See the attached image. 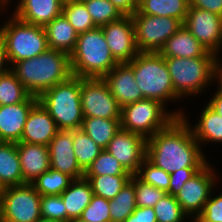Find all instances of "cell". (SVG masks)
<instances>
[{"mask_svg":"<svg viewBox=\"0 0 222 222\" xmlns=\"http://www.w3.org/2000/svg\"><path fill=\"white\" fill-rule=\"evenodd\" d=\"M207 163L196 175L186 181L175 198L183 211L197 218L204 209L205 203L212 194L215 175L213 169Z\"/></svg>","mask_w":222,"mask_h":222,"instance_id":"obj_12","label":"cell"},{"mask_svg":"<svg viewBox=\"0 0 222 222\" xmlns=\"http://www.w3.org/2000/svg\"><path fill=\"white\" fill-rule=\"evenodd\" d=\"M189 125L184 115L176 117L148 138L146 158L169 174L181 168H203L207 160Z\"/></svg>","mask_w":222,"mask_h":222,"instance_id":"obj_1","label":"cell"},{"mask_svg":"<svg viewBox=\"0 0 222 222\" xmlns=\"http://www.w3.org/2000/svg\"><path fill=\"white\" fill-rule=\"evenodd\" d=\"M136 207L135 188L129 181L113 199L109 200L111 222H124Z\"/></svg>","mask_w":222,"mask_h":222,"instance_id":"obj_32","label":"cell"},{"mask_svg":"<svg viewBox=\"0 0 222 222\" xmlns=\"http://www.w3.org/2000/svg\"><path fill=\"white\" fill-rule=\"evenodd\" d=\"M17 151L24 184H30L51 168L48 146L18 142Z\"/></svg>","mask_w":222,"mask_h":222,"instance_id":"obj_21","label":"cell"},{"mask_svg":"<svg viewBox=\"0 0 222 222\" xmlns=\"http://www.w3.org/2000/svg\"><path fill=\"white\" fill-rule=\"evenodd\" d=\"M30 95L11 68L0 75V106L24 102Z\"/></svg>","mask_w":222,"mask_h":222,"instance_id":"obj_33","label":"cell"},{"mask_svg":"<svg viewBox=\"0 0 222 222\" xmlns=\"http://www.w3.org/2000/svg\"><path fill=\"white\" fill-rule=\"evenodd\" d=\"M36 222H59V221H55V220H51V219L41 217Z\"/></svg>","mask_w":222,"mask_h":222,"instance_id":"obj_50","label":"cell"},{"mask_svg":"<svg viewBox=\"0 0 222 222\" xmlns=\"http://www.w3.org/2000/svg\"><path fill=\"white\" fill-rule=\"evenodd\" d=\"M120 120L84 117L80 129L93 139L97 145L105 149L121 128Z\"/></svg>","mask_w":222,"mask_h":222,"instance_id":"obj_27","label":"cell"},{"mask_svg":"<svg viewBox=\"0 0 222 222\" xmlns=\"http://www.w3.org/2000/svg\"><path fill=\"white\" fill-rule=\"evenodd\" d=\"M153 209L157 222H182L187 216L175 196L169 194L160 199Z\"/></svg>","mask_w":222,"mask_h":222,"instance_id":"obj_37","label":"cell"},{"mask_svg":"<svg viewBox=\"0 0 222 222\" xmlns=\"http://www.w3.org/2000/svg\"><path fill=\"white\" fill-rule=\"evenodd\" d=\"M40 209L43 218L67 222V210L61 195H42Z\"/></svg>","mask_w":222,"mask_h":222,"instance_id":"obj_40","label":"cell"},{"mask_svg":"<svg viewBox=\"0 0 222 222\" xmlns=\"http://www.w3.org/2000/svg\"><path fill=\"white\" fill-rule=\"evenodd\" d=\"M131 174L124 166L113 157L110 152L103 149L99 156L92 162V164L84 172V175H118Z\"/></svg>","mask_w":222,"mask_h":222,"instance_id":"obj_36","label":"cell"},{"mask_svg":"<svg viewBox=\"0 0 222 222\" xmlns=\"http://www.w3.org/2000/svg\"><path fill=\"white\" fill-rule=\"evenodd\" d=\"M11 68L26 90L36 97L72 75L69 54L54 49L16 62Z\"/></svg>","mask_w":222,"mask_h":222,"instance_id":"obj_2","label":"cell"},{"mask_svg":"<svg viewBox=\"0 0 222 222\" xmlns=\"http://www.w3.org/2000/svg\"><path fill=\"white\" fill-rule=\"evenodd\" d=\"M124 168L135 175L146 159L147 139L137 133L119 129L105 148Z\"/></svg>","mask_w":222,"mask_h":222,"instance_id":"obj_14","label":"cell"},{"mask_svg":"<svg viewBox=\"0 0 222 222\" xmlns=\"http://www.w3.org/2000/svg\"><path fill=\"white\" fill-rule=\"evenodd\" d=\"M189 6V0H141L137 11L158 17H173L184 23Z\"/></svg>","mask_w":222,"mask_h":222,"instance_id":"obj_26","label":"cell"},{"mask_svg":"<svg viewBox=\"0 0 222 222\" xmlns=\"http://www.w3.org/2000/svg\"><path fill=\"white\" fill-rule=\"evenodd\" d=\"M189 7L200 8L222 17V0H189Z\"/></svg>","mask_w":222,"mask_h":222,"instance_id":"obj_45","label":"cell"},{"mask_svg":"<svg viewBox=\"0 0 222 222\" xmlns=\"http://www.w3.org/2000/svg\"><path fill=\"white\" fill-rule=\"evenodd\" d=\"M208 105L222 117V94L216 92Z\"/></svg>","mask_w":222,"mask_h":222,"instance_id":"obj_48","label":"cell"},{"mask_svg":"<svg viewBox=\"0 0 222 222\" xmlns=\"http://www.w3.org/2000/svg\"><path fill=\"white\" fill-rule=\"evenodd\" d=\"M194 128L191 127V130L199 143L222 142V117L208 104L201 112L199 123Z\"/></svg>","mask_w":222,"mask_h":222,"instance_id":"obj_28","label":"cell"},{"mask_svg":"<svg viewBox=\"0 0 222 222\" xmlns=\"http://www.w3.org/2000/svg\"><path fill=\"white\" fill-rule=\"evenodd\" d=\"M103 79L121 107L145 99L129 63H118Z\"/></svg>","mask_w":222,"mask_h":222,"instance_id":"obj_17","label":"cell"},{"mask_svg":"<svg viewBox=\"0 0 222 222\" xmlns=\"http://www.w3.org/2000/svg\"><path fill=\"white\" fill-rule=\"evenodd\" d=\"M83 2L97 27L117 21L123 16L109 0H85Z\"/></svg>","mask_w":222,"mask_h":222,"instance_id":"obj_35","label":"cell"},{"mask_svg":"<svg viewBox=\"0 0 222 222\" xmlns=\"http://www.w3.org/2000/svg\"><path fill=\"white\" fill-rule=\"evenodd\" d=\"M214 78L218 80L219 82L218 92L222 94V64L218 59L215 63Z\"/></svg>","mask_w":222,"mask_h":222,"instance_id":"obj_49","label":"cell"},{"mask_svg":"<svg viewBox=\"0 0 222 222\" xmlns=\"http://www.w3.org/2000/svg\"><path fill=\"white\" fill-rule=\"evenodd\" d=\"M103 148L81 129L73 130V151L80 168L85 172Z\"/></svg>","mask_w":222,"mask_h":222,"instance_id":"obj_31","label":"cell"},{"mask_svg":"<svg viewBox=\"0 0 222 222\" xmlns=\"http://www.w3.org/2000/svg\"><path fill=\"white\" fill-rule=\"evenodd\" d=\"M0 183L4 188L24 184L17 143H0Z\"/></svg>","mask_w":222,"mask_h":222,"instance_id":"obj_24","label":"cell"},{"mask_svg":"<svg viewBox=\"0 0 222 222\" xmlns=\"http://www.w3.org/2000/svg\"><path fill=\"white\" fill-rule=\"evenodd\" d=\"M38 97L30 95L24 102L0 106V138L2 142L18 143L31 108Z\"/></svg>","mask_w":222,"mask_h":222,"instance_id":"obj_18","label":"cell"},{"mask_svg":"<svg viewBox=\"0 0 222 222\" xmlns=\"http://www.w3.org/2000/svg\"><path fill=\"white\" fill-rule=\"evenodd\" d=\"M143 182L155 188L168 192L170 185V174L156 167L147 158L142 162L138 172L135 174Z\"/></svg>","mask_w":222,"mask_h":222,"instance_id":"obj_38","label":"cell"},{"mask_svg":"<svg viewBox=\"0 0 222 222\" xmlns=\"http://www.w3.org/2000/svg\"><path fill=\"white\" fill-rule=\"evenodd\" d=\"M74 179L60 171L50 168L30 184L42 195H61Z\"/></svg>","mask_w":222,"mask_h":222,"instance_id":"obj_30","label":"cell"},{"mask_svg":"<svg viewBox=\"0 0 222 222\" xmlns=\"http://www.w3.org/2000/svg\"><path fill=\"white\" fill-rule=\"evenodd\" d=\"M123 16H132L138 9L136 0H109Z\"/></svg>","mask_w":222,"mask_h":222,"instance_id":"obj_46","label":"cell"},{"mask_svg":"<svg viewBox=\"0 0 222 222\" xmlns=\"http://www.w3.org/2000/svg\"><path fill=\"white\" fill-rule=\"evenodd\" d=\"M4 187L3 185L0 183V202H1V198H2V195H3V192H4Z\"/></svg>","mask_w":222,"mask_h":222,"instance_id":"obj_52","label":"cell"},{"mask_svg":"<svg viewBox=\"0 0 222 222\" xmlns=\"http://www.w3.org/2000/svg\"><path fill=\"white\" fill-rule=\"evenodd\" d=\"M193 222H222V194L209 197L203 211Z\"/></svg>","mask_w":222,"mask_h":222,"instance_id":"obj_42","label":"cell"},{"mask_svg":"<svg viewBox=\"0 0 222 222\" xmlns=\"http://www.w3.org/2000/svg\"><path fill=\"white\" fill-rule=\"evenodd\" d=\"M44 29L49 49L71 54L75 48L78 33L63 13L49 22Z\"/></svg>","mask_w":222,"mask_h":222,"instance_id":"obj_23","label":"cell"},{"mask_svg":"<svg viewBox=\"0 0 222 222\" xmlns=\"http://www.w3.org/2000/svg\"><path fill=\"white\" fill-rule=\"evenodd\" d=\"M107 45L118 63H129L140 51L137 48L132 16L101 26Z\"/></svg>","mask_w":222,"mask_h":222,"instance_id":"obj_15","label":"cell"},{"mask_svg":"<svg viewBox=\"0 0 222 222\" xmlns=\"http://www.w3.org/2000/svg\"><path fill=\"white\" fill-rule=\"evenodd\" d=\"M80 218L87 222H111L109 200L93 195L91 202L83 210Z\"/></svg>","mask_w":222,"mask_h":222,"instance_id":"obj_41","label":"cell"},{"mask_svg":"<svg viewBox=\"0 0 222 222\" xmlns=\"http://www.w3.org/2000/svg\"><path fill=\"white\" fill-rule=\"evenodd\" d=\"M80 98L84 117L121 119L122 107L103 78H81Z\"/></svg>","mask_w":222,"mask_h":222,"instance_id":"obj_11","label":"cell"},{"mask_svg":"<svg viewBox=\"0 0 222 222\" xmlns=\"http://www.w3.org/2000/svg\"><path fill=\"white\" fill-rule=\"evenodd\" d=\"M137 48L140 52H159L183 23L173 17H158L136 11L132 15Z\"/></svg>","mask_w":222,"mask_h":222,"instance_id":"obj_9","label":"cell"},{"mask_svg":"<svg viewBox=\"0 0 222 222\" xmlns=\"http://www.w3.org/2000/svg\"><path fill=\"white\" fill-rule=\"evenodd\" d=\"M205 48L215 53L222 47V17L200 8L189 7L183 23Z\"/></svg>","mask_w":222,"mask_h":222,"instance_id":"obj_13","label":"cell"},{"mask_svg":"<svg viewBox=\"0 0 222 222\" xmlns=\"http://www.w3.org/2000/svg\"><path fill=\"white\" fill-rule=\"evenodd\" d=\"M0 35L8 63H12V66L49 49L44 27L23 22L14 15L0 28Z\"/></svg>","mask_w":222,"mask_h":222,"instance_id":"obj_6","label":"cell"},{"mask_svg":"<svg viewBox=\"0 0 222 222\" xmlns=\"http://www.w3.org/2000/svg\"><path fill=\"white\" fill-rule=\"evenodd\" d=\"M171 75L174 91L182 96L201 92L214 79L218 55H203L196 58L164 57ZM184 94V95H183Z\"/></svg>","mask_w":222,"mask_h":222,"instance_id":"obj_7","label":"cell"},{"mask_svg":"<svg viewBox=\"0 0 222 222\" xmlns=\"http://www.w3.org/2000/svg\"><path fill=\"white\" fill-rule=\"evenodd\" d=\"M183 115L179 111L167 113L164 104L145 98L122 107L121 129L140 134L148 139L167 127L176 117Z\"/></svg>","mask_w":222,"mask_h":222,"instance_id":"obj_8","label":"cell"},{"mask_svg":"<svg viewBox=\"0 0 222 222\" xmlns=\"http://www.w3.org/2000/svg\"><path fill=\"white\" fill-rule=\"evenodd\" d=\"M92 186L85 179H75L61 194L67 210V222L73 218H79L83 210L89 205L93 197Z\"/></svg>","mask_w":222,"mask_h":222,"instance_id":"obj_25","label":"cell"},{"mask_svg":"<svg viewBox=\"0 0 222 222\" xmlns=\"http://www.w3.org/2000/svg\"><path fill=\"white\" fill-rule=\"evenodd\" d=\"M5 63H8V60L6 56L5 44L0 35V75L9 70V68H6Z\"/></svg>","mask_w":222,"mask_h":222,"instance_id":"obj_47","label":"cell"},{"mask_svg":"<svg viewBox=\"0 0 222 222\" xmlns=\"http://www.w3.org/2000/svg\"><path fill=\"white\" fill-rule=\"evenodd\" d=\"M62 13L78 34L97 27L89 15L83 1L73 0L64 2Z\"/></svg>","mask_w":222,"mask_h":222,"instance_id":"obj_34","label":"cell"},{"mask_svg":"<svg viewBox=\"0 0 222 222\" xmlns=\"http://www.w3.org/2000/svg\"><path fill=\"white\" fill-rule=\"evenodd\" d=\"M124 222H157V219L152 207H136Z\"/></svg>","mask_w":222,"mask_h":222,"instance_id":"obj_44","label":"cell"},{"mask_svg":"<svg viewBox=\"0 0 222 222\" xmlns=\"http://www.w3.org/2000/svg\"><path fill=\"white\" fill-rule=\"evenodd\" d=\"M50 167L71 176L84 178V171L77 163L73 151V130H59L48 145Z\"/></svg>","mask_w":222,"mask_h":222,"instance_id":"obj_16","label":"cell"},{"mask_svg":"<svg viewBox=\"0 0 222 222\" xmlns=\"http://www.w3.org/2000/svg\"><path fill=\"white\" fill-rule=\"evenodd\" d=\"M163 57L196 58L203 55H216L208 51L185 27L173 34L159 51Z\"/></svg>","mask_w":222,"mask_h":222,"instance_id":"obj_22","label":"cell"},{"mask_svg":"<svg viewBox=\"0 0 222 222\" xmlns=\"http://www.w3.org/2000/svg\"><path fill=\"white\" fill-rule=\"evenodd\" d=\"M61 1L64 3V2L73 1V0H61Z\"/></svg>","mask_w":222,"mask_h":222,"instance_id":"obj_54","label":"cell"},{"mask_svg":"<svg viewBox=\"0 0 222 222\" xmlns=\"http://www.w3.org/2000/svg\"><path fill=\"white\" fill-rule=\"evenodd\" d=\"M0 5L2 4V5H4L5 4V0H0Z\"/></svg>","mask_w":222,"mask_h":222,"instance_id":"obj_53","label":"cell"},{"mask_svg":"<svg viewBox=\"0 0 222 222\" xmlns=\"http://www.w3.org/2000/svg\"><path fill=\"white\" fill-rule=\"evenodd\" d=\"M69 56L72 75L81 78H103L118 64L101 27L78 34L75 48Z\"/></svg>","mask_w":222,"mask_h":222,"instance_id":"obj_3","label":"cell"},{"mask_svg":"<svg viewBox=\"0 0 222 222\" xmlns=\"http://www.w3.org/2000/svg\"><path fill=\"white\" fill-rule=\"evenodd\" d=\"M41 195L29 184L4 189L0 219L5 222H36L41 218Z\"/></svg>","mask_w":222,"mask_h":222,"instance_id":"obj_10","label":"cell"},{"mask_svg":"<svg viewBox=\"0 0 222 222\" xmlns=\"http://www.w3.org/2000/svg\"><path fill=\"white\" fill-rule=\"evenodd\" d=\"M130 182L135 188V198L137 207H154L167 193L153 187L140 180L136 175H132Z\"/></svg>","mask_w":222,"mask_h":222,"instance_id":"obj_39","label":"cell"},{"mask_svg":"<svg viewBox=\"0 0 222 222\" xmlns=\"http://www.w3.org/2000/svg\"><path fill=\"white\" fill-rule=\"evenodd\" d=\"M68 222H87V221H85L79 217V218L70 219Z\"/></svg>","mask_w":222,"mask_h":222,"instance_id":"obj_51","label":"cell"},{"mask_svg":"<svg viewBox=\"0 0 222 222\" xmlns=\"http://www.w3.org/2000/svg\"><path fill=\"white\" fill-rule=\"evenodd\" d=\"M132 174L112 175H84L91 186L94 195L107 200L113 199L130 181Z\"/></svg>","mask_w":222,"mask_h":222,"instance_id":"obj_29","label":"cell"},{"mask_svg":"<svg viewBox=\"0 0 222 222\" xmlns=\"http://www.w3.org/2000/svg\"><path fill=\"white\" fill-rule=\"evenodd\" d=\"M58 131L55 121L38 101L27 116L20 142L48 146Z\"/></svg>","mask_w":222,"mask_h":222,"instance_id":"obj_19","label":"cell"},{"mask_svg":"<svg viewBox=\"0 0 222 222\" xmlns=\"http://www.w3.org/2000/svg\"><path fill=\"white\" fill-rule=\"evenodd\" d=\"M202 168H181L170 173V185L167 194L176 196L183 185L196 175Z\"/></svg>","mask_w":222,"mask_h":222,"instance_id":"obj_43","label":"cell"},{"mask_svg":"<svg viewBox=\"0 0 222 222\" xmlns=\"http://www.w3.org/2000/svg\"><path fill=\"white\" fill-rule=\"evenodd\" d=\"M14 16L23 22L45 27L63 12L61 0H20Z\"/></svg>","mask_w":222,"mask_h":222,"instance_id":"obj_20","label":"cell"},{"mask_svg":"<svg viewBox=\"0 0 222 222\" xmlns=\"http://www.w3.org/2000/svg\"><path fill=\"white\" fill-rule=\"evenodd\" d=\"M129 64L144 98L164 105L169 100L181 98L174 91L165 58L159 52H140Z\"/></svg>","mask_w":222,"mask_h":222,"instance_id":"obj_5","label":"cell"},{"mask_svg":"<svg viewBox=\"0 0 222 222\" xmlns=\"http://www.w3.org/2000/svg\"><path fill=\"white\" fill-rule=\"evenodd\" d=\"M81 77L67 80L43 92L38 101L49 112L58 130H78L84 119L81 106Z\"/></svg>","mask_w":222,"mask_h":222,"instance_id":"obj_4","label":"cell"}]
</instances>
